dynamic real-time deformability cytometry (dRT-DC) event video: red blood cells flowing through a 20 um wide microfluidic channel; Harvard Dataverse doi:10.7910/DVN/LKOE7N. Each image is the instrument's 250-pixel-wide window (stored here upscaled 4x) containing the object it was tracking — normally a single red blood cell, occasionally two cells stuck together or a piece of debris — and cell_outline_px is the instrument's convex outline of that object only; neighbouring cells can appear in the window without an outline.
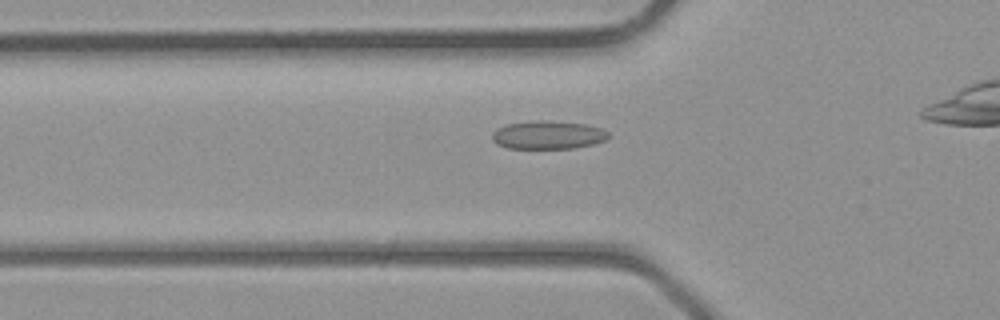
{"species": "common noctule bat (a hibernating species)", "species_latin": "Nyctalus noctula", "temperature_condition": "room temperature", "stored_images_in_passage": 27, "camera_frame_rate_fps": 3000, "um_per_image_px": 0.085, "animal": {"sex": "male", "body_mass_g": 23.1, "forearm_length_mm": 52.7}, "frame": {"image": 1, "passage_image": 8, "time_ms": 2.333, "image_size_px": [1000, 320], "cell_outline_px": [[608, 136], [604, 140], [592, 144], [572, 148], [508, 148], [496, 144], [492, 140], [492, 132], [496, 128], [508, 124], [536, 120], [540, 120], [584, 124], [600, 128], [608, 132]], "centroid_in_image_um": [46.52, 11.47], "position_along_channel_um": 79.3, "area_um2": 18.9}}
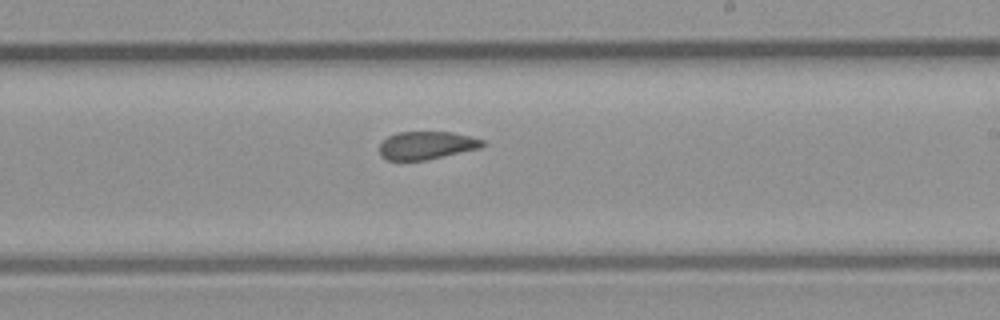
{"frame": {"image": 2, "passage_image": 18, "time_ms": 5.667, "image_size_px": [1000, 320], "cell_outline_px": [[484, 144], [480, 148], [428, 160], [388, 160], [380, 156], [380, 144], [388, 136], [400, 132], [452, 132], [484, 140]], "centroid_in_image_um": [36.25, 12.36], "position_along_channel_um": 252.8, "area_um2": 16.7}}
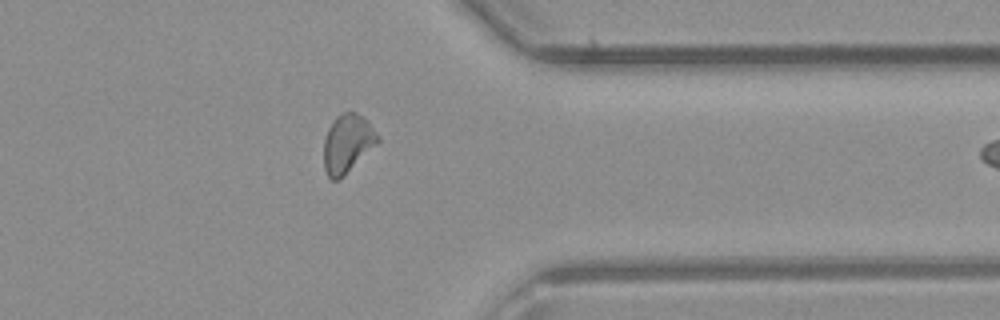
{"frame": {"image": 3, "passage_image": 26, "time_ms": 8.333, "image_size_px": [1000, 320], "cell_outline_px": [[380, 140], [340, 180], [332, 180], [328, 176], [324, 168], [324, 140], [328, 128], [336, 116], [344, 112], [356, 112], [364, 116], [368, 120], [380, 136]], "centroid_in_image_um": [29.54, 12.18], "position_along_channel_um": 381.9, "area_um2": 18.44}}